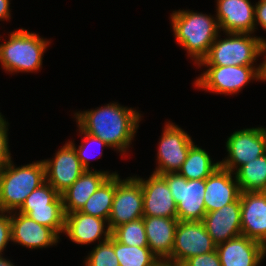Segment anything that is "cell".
<instances>
[{
    "mask_svg": "<svg viewBox=\"0 0 266 266\" xmlns=\"http://www.w3.org/2000/svg\"><path fill=\"white\" fill-rule=\"evenodd\" d=\"M9 40L0 44V63L6 72H33L42 67L43 55L50 41L23 28L14 30Z\"/></svg>",
    "mask_w": 266,
    "mask_h": 266,
    "instance_id": "obj_4",
    "label": "cell"
},
{
    "mask_svg": "<svg viewBox=\"0 0 266 266\" xmlns=\"http://www.w3.org/2000/svg\"><path fill=\"white\" fill-rule=\"evenodd\" d=\"M149 266H173L167 259H157Z\"/></svg>",
    "mask_w": 266,
    "mask_h": 266,
    "instance_id": "obj_38",
    "label": "cell"
},
{
    "mask_svg": "<svg viewBox=\"0 0 266 266\" xmlns=\"http://www.w3.org/2000/svg\"><path fill=\"white\" fill-rule=\"evenodd\" d=\"M111 235L128 246L148 247L143 218L117 226L111 231Z\"/></svg>",
    "mask_w": 266,
    "mask_h": 266,
    "instance_id": "obj_28",
    "label": "cell"
},
{
    "mask_svg": "<svg viewBox=\"0 0 266 266\" xmlns=\"http://www.w3.org/2000/svg\"><path fill=\"white\" fill-rule=\"evenodd\" d=\"M8 141V122L3 117L0 120V168L12 161Z\"/></svg>",
    "mask_w": 266,
    "mask_h": 266,
    "instance_id": "obj_32",
    "label": "cell"
},
{
    "mask_svg": "<svg viewBox=\"0 0 266 266\" xmlns=\"http://www.w3.org/2000/svg\"><path fill=\"white\" fill-rule=\"evenodd\" d=\"M134 177L142 186L143 216L177 218V205L161 175L152 173L147 180Z\"/></svg>",
    "mask_w": 266,
    "mask_h": 266,
    "instance_id": "obj_13",
    "label": "cell"
},
{
    "mask_svg": "<svg viewBox=\"0 0 266 266\" xmlns=\"http://www.w3.org/2000/svg\"><path fill=\"white\" fill-rule=\"evenodd\" d=\"M9 241H12L11 213L0 211V256Z\"/></svg>",
    "mask_w": 266,
    "mask_h": 266,
    "instance_id": "obj_34",
    "label": "cell"
},
{
    "mask_svg": "<svg viewBox=\"0 0 266 266\" xmlns=\"http://www.w3.org/2000/svg\"><path fill=\"white\" fill-rule=\"evenodd\" d=\"M170 18L177 43L198 65L220 33L217 18L184 9L173 11Z\"/></svg>",
    "mask_w": 266,
    "mask_h": 266,
    "instance_id": "obj_2",
    "label": "cell"
},
{
    "mask_svg": "<svg viewBox=\"0 0 266 266\" xmlns=\"http://www.w3.org/2000/svg\"><path fill=\"white\" fill-rule=\"evenodd\" d=\"M177 205L179 221H203L206 214L204 193L205 179L187 180L178 172L161 175Z\"/></svg>",
    "mask_w": 266,
    "mask_h": 266,
    "instance_id": "obj_6",
    "label": "cell"
},
{
    "mask_svg": "<svg viewBox=\"0 0 266 266\" xmlns=\"http://www.w3.org/2000/svg\"><path fill=\"white\" fill-rule=\"evenodd\" d=\"M202 222L216 245L242 235L240 197L219 210L206 213Z\"/></svg>",
    "mask_w": 266,
    "mask_h": 266,
    "instance_id": "obj_19",
    "label": "cell"
},
{
    "mask_svg": "<svg viewBox=\"0 0 266 266\" xmlns=\"http://www.w3.org/2000/svg\"><path fill=\"white\" fill-rule=\"evenodd\" d=\"M139 218H143L141 183L135 177L121 180L119 174H115V194L108 219L110 230Z\"/></svg>",
    "mask_w": 266,
    "mask_h": 266,
    "instance_id": "obj_10",
    "label": "cell"
},
{
    "mask_svg": "<svg viewBox=\"0 0 266 266\" xmlns=\"http://www.w3.org/2000/svg\"><path fill=\"white\" fill-rule=\"evenodd\" d=\"M17 212L27 215L37 223L49 227L59 236L64 232L65 211L63 204H50V209L41 210H18Z\"/></svg>",
    "mask_w": 266,
    "mask_h": 266,
    "instance_id": "obj_27",
    "label": "cell"
},
{
    "mask_svg": "<svg viewBox=\"0 0 266 266\" xmlns=\"http://www.w3.org/2000/svg\"><path fill=\"white\" fill-rule=\"evenodd\" d=\"M242 235L266 247V191L241 192Z\"/></svg>",
    "mask_w": 266,
    "mask_h": 266,
    "instance_id": "obj_14",
    "label": "cell"
},
{
    "mask_svg": "<svg viewBox=\"0 0 266 266\" xmlns=\"http://www.w3.org/2000/svg\"><path fill=\"white\" fill-rule=\"evenodd\" d=\"M11 235V242L30 249L53 246L60 239L54 230L16 211L11 212Z\"/></svg>",
    "mask_w": 266,
    "mask_h": 266,
    "instance_id": "obj_17",
    "label": "cell"
},
{
    "mask_svg": "<svg viewBox=\"0 0 266 266\" xmlns=\"http://www.w3.org/2000/svg\"><path fill=\"white\" fill-rule=\"evenodd\" d=\"M181 266H222L217 250L193 256L187 259Z\"/></svg>",
    "mask_w": 266,
    "mask_h": 266,
    "instance_id": "obj_33",
    "label": "cell"
},
{
    "mask_svg": "<svg viewBox=\"0 0 266 266\" xmlns=\"http://www.w3.org/2000/svg\"><path fill=\"white\" fill-rule=\"evenodd\" d=\"M222 266H259L266 256V247L240 235L216 245Z\"/></svg>",
    "mask_w": 266,
    "mask_h": 266,
    "instance_id": "obj_16",
    "label": "cell"
},
{
    "mask_svg": "<svg viewBox=\"0 0 266 266\" xmlns=\"http://www.w3.org/2000/svg\"><path fill=\"white\" fill-rule=\"evenodd\" d=\"M0 266H15L11 260L5 259L3 256H0Z\"/></svg>",
    "mask_w": 266,
    "mask_h": 266,
    "instance_id": "obj_39",
    "label": "cell"
},
{
    "mask_svg": "<svg viewBox=\"0 0 266 266\" xmlns=\"http://www.w3.org/2000/svg\"><path fill=\"white\" fill-rule=\"evenodd\" d=\"M266 40H263L262 47H261V55H265L266 57ZM260 80L259 81H266V59L260 64Z\"/></svg>",
    "mask_w": 266,
    "mask_h": 266,
    "instance_id": "obj_37",
    "label": "cell"
},
{
    "mask_svg": "<svg viewBox=\"0 0 266 266\" xmlns=\"http://www.w3.org/2000/svg\"><path fill=\"white\" fill-rule=\"evenodd\" d=\"M50 204H63L61 195L47 182L32 191L19 210L50 209Z\"/></svg>",
    "mask_w": 266,
    "mask_h": 266,
    "instance_id": "obj_29",
    "label": "cell"
},
{
    "mask_svg": "<svg viewBox=\"0 0 266 266\" xmlns=\"http://www.w3.org/2000/svg\"><path fill=\"white\" fill-rule=\"evenodd\" d=\"M224 39H218L211 45L208 54L198 64L201 66H254L261 56L262 37L250 33H226Z\"/></svg>",
    "mask_w": 266,
    "mask_h": 266,
    "instance_id": "obj_5",
    "label": "cell"
},
{
    "mask_svg": "<svg viewBox=\"0 0 266 266\" xmlns=\"http://www.w3.org/2000/svg\"><path fill=\"white\" fill-rule=\"evenodd\" d=\"M45 182L43 160L19 167L10 161L0 168V211L17 212L27 196Z\"/></svg>",
    "mask_w": 266,
    "mask_h": 266,
    "instance_id": "obj_3",
    "label": "cell"
},
{
    "mask_svg": "<svg viewBox=\"0 0 266 266\" xmlns=\"http://www.w3.org/2000/svg\"><path fill=\"white\" fill-rule=\"evenodd\" d=\"M77 126H78V130H79V133H81V135L83 134L85 137L84 138H82V143H81V145H79V147L78 148H76V146H75V144H74V142H72V141H70L69 140V142L73 145V147H74V149L76 150V152H77V155H78V158H79V160H80V162H81V165L83 166V168L85 169V170H90L91 168H90V166H89V164H90V162H89V160H90V156H88V149L91 147L90 146V144L92 143L93 145L95 144H97V146L98 147H100V148H102V147H109V145L108 144H106L105 142H103L101 139H99L98 137H96V136H93V135H91V134H89V133H87V132H85L78 124H77ZM91 144V145H92ZM89 145V146H88ZM94 145V146H95ZM97 147V148H98ZM90 150V149H89ZM91 151V150H90ZM88 152V153H87ZM102 153L103 152H101V153H99L98 154V157L100 156H102ZM92 159V158H91Z\"/></svg>",
    "mask_w": 266,
    "mask_h": 266,
    "instance_id": "obj_31",
    "label": "cell"
},
{
    "mask_svg": "<svg viewBox=\"0 0 266 266\" xmlns=\"http://www.w3.org/2000/svg\"><path fill=\"white\" fill-rule=\"evenodd\" d=\"M219 166L220 163H213L210 155L204 149L193 144L178 173L187 180L206 179Z\"/></svg>",
    "mask_w": 266,
    "mask_h": 266,
    "instance_id": "obj_23",
    "label": "cell"
},
{
    "mask_svg": "<svg viewBox=\"0 0 266 266\" xmlns=\"http://www.w3.org/2000/svg\"><path fill=\"white\" fill-rule=\"evenodd\" d=\"M234 175L233 172L219 166L205 179L204 203L206 213L219 210L239 198L241 192Z\"/></svg>",
    "mask_w": 266,
    "mask_h": 266,
    "instance_id": "obj_20",
    "label": "cell"
},
{
    "mask_svg": "<svg viewBox=\"0 0 266 266\" xmlns=\"http://www.w3.org/2000/svg\"><path fill=\"white\" fill-rule=\"evenodd\" d=\"M85 258V266H119L117 256L114 253V237L99 243Z\"/></svg>",
    "mask_w": 266,
    "mask_h": 266,
    "instance_id": "obj_30",
    "label": "cell"
},
{
    "mask_svg": "<svg viewBox=\"0 0 266 266\" xmlns=\"http://www.w3.org/2000/svg\"><path fill=\"white\" fill-rule=\"evenodd\" d=\"M260 24L261 28L266 31V0H259L255 4V29Z\"/></svg>",
    "mask_w": 266,
    "mask_h": 266,
    "instance_id": "obj_35",
    "label": "cell"
},
{
    "mask_svg": "<svg viewBox=\"0 0 266 266\" xmlns=\"http://www.w3.org/2000/svg\"><path fill=\"white\" fill-rule=\"evenodd\" d=\"M168 122L159 142L158 166L153 172L159 175L178 172L194 144L189 134L176 124Z\"/></svg>",
    "mask_w": 266,
    "mask_h": 266,
    "instance_id": "obj_11",
    "label": "cell"
},
{
    "mask_svg": "<svg viewBox=\"0 0 266 266\" xmlns=\"http://www.w3.org/2000/svg\"><path fill=\"white\" fill-rule=\"evenodd\" d=\"M216 250V244L202 221H179L175 231L173 250L168 259L173 266H181L187 259Z\"/></svg>",
    "mask_w": 266,
    "mask_h": 266,
    "instance_id": "obj_8",
    "label": "cell"
},
{
    "mask_svg": "<svg viewBox=\"0 0 266 266\" xmlns=\"http://www.w3.org/2000/svg\"><path fill=\"white\" fill-rule=\"evenodd\" d=\"M115 194V175L109 176L91 195L80 212L108 221Z\"/></svg>",
    "mask_w": 266,
    "mask_h": 266,
    "instance_id": "obj_25",
    "label": "cell"
},
{
    "mask_svg": "<svg viewBox=\"0 0 266 266\" xmlns=\"http://www.w3.org/2000/svg\"><path fill=\"white\" fill-rule=\"evenodd\" d=\"M46 182L60 195L65 192L85 171L73 145L65 143L54 158L43 160Z\"/></svg>",
    "mask_w": 266,
    "mask_h": 266,
    "instance_id": "obj_12",
    "label": "cell"
},
{
    "mask_svg": "<svg viewBox=\"0 0 266 266\" xmlns=\"http://www.w3.org/2000/svg\"><path fill=\"white\" fill-rule=\"evenodd\" d=\"M114 253L119 266H149L158 259L149 247L128 246L115 238Z\"/></svg>",
    "mask_w": 266,
    "mask_h": 266,
    "instance_id": "obj_26",
    "label": "cell"
},
{
    "mask_svg": "<svg viewBox=\"0 0 266 266\" xmlns=\"http://www.w3.org/2000/svg\"><path fill=\"white\" fill-rule=\"evenodd\" d=\"M263 132H264V135H265V138H266V128L263 127Z\"/></svg>",
    "mask_w": 266,
    "mask_h": 266,
    "instance_id": "obj_40",
    "label": "cell"
},
{
    "mask_svg": "<svg viewBox=\"0 0 266 266\" xmlns=\"http://www.w3.org/2000/svg\"><path fill=\"white\" fill-rule=\"evenodd\" d=\"M10 13V0H0V20H9Z\"/></svg>",
    "mask_w": 266,
    "mask_h": 266,
    "instance_id": "obj_36",
    "label": "cell"
},
{
    "mask_svg": "<svg viewBox=\"0 0 266 266\" xmlns=\"http://www.w3.org/2000/svg\"><path fill=\"white\" fill-rule=\"evenodd\" d=\"M216 18L220 31L250 33L255 31V5L249 0H216Z\"/></svg>",
    "mask_w": 266,
    "mask_h": 266,
    "instance_id": "obj_15",
    "label": "cell"
},
{
    "mask_svg": "<svg viewBox=\"0 0 266 266\" xmlns=\"http://www.w3.org/2000/svg\"><path fill=\"white\" fill-rule=\"evenodd\" d=\"M63 233L67 234L72 242L81 245L90 244L96 240L103 243L111 237L107 220L80 211L66 214Z\"/></svg>",
    "mask_w": 266,
    "mask_h": 266,
    "instance_id": "obj_18",
    "label": "cell"
},
{
    "mask_svg": "<svg viewBox=\"0 0 266 266\" xmlns=\"http://www.w3.org/2000/svg\"><path fill=\"white\" fill-rule=\"evenodd\" d=\"M208 69L195 80V86L219 94H237L251 80H260L257 66H205ZM256 67V68H255Z\"/></svg>",
    "mask_w": 266,
    "mask_h": 266,
    "instance_id": "obj_7",
    "label": "cell"
},
{
    "mask_svg": "<svg viewBox=\"0 0 266 266\" xmlns=\"http://www.w3.org/2000/svg\"><path fill=\"white\" fill-rule=\"evenodd\" d=\"M240 192L266 191V154L235 171Z\"/></svg>",
    "mask_w": 266,
    "mask_h": 266,
    "instance_id": "obj_24",
    "label": "cell"
},
{
    "mask_svg": "<svg viewBox=\"0 0 266 266\" xmlns=\"http://www.w3.org/2000/svg\"><path fill=\"white\" fill-rule=\"evenodd\" d=\"M149 249L158 259H169L174 244L177 218L143 216Z\"/></svg>",
    "mask_w": 266,
    "mask_h": 266,
    "instance_id": "obj_21",
    "label": "cell"
},
{
    "mask_svg": "<svg viewBox=\"0 0 266 266\" xmlns=\"http://www.w3.org/2000/svg\"><path fill=\"white\" fill-rule=\"evenodd\" d=\"M228 157L219 161L220 167L234 172L242 165L266 154L263 127L234 131L226 141Z\"/></svg>",
    "mask_w": 266,
    "mask_h": 266,
    "instance_id": "obj_9",
    "label": "cell"
},
{
    "mask_svg": "<svg viewBox=\"0 0 266 266\" xmlns=\"http://www.w3.org/2000/svg\"><path fill=\"white\" fill-rule=\"evenodd\" d=\"M74 116L85 132L123 154L129 150L141 121V114L137 110L120 106L116 102L90 111L75 112Z\"/></svg>",
    "mask_w": 266,
    "mask_h": 266,
    "instance_id": "obj_1",
    "label": "cell"
},
{
    "mask_svg": "<svg viewBox=\"0 0 266 266\" xmlns=\"http://www.w3.org/2000/svg\"><path fill=\"white\" fill-rule=\"evenodd\" d=\"M108 171L85 170L82 175L61 194L65 214L80 211L91 195L111 175Z\"/></svg>",
    "mask_w": 266,
    "mask_h": 266,
    "instance_id": "obj_22",
    "label": "cell"
}]
</instances>
